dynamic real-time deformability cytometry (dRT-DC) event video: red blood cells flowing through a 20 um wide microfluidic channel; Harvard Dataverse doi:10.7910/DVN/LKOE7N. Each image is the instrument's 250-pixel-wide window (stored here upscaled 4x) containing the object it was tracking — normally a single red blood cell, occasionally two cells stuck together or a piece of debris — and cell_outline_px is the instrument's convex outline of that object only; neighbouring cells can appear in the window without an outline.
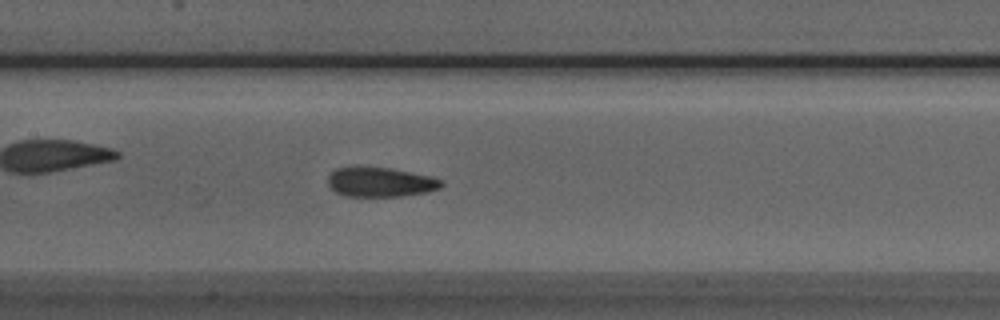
{"species": "Egyptian fruit bat (a non-hibernating species)", "species_latin": "Rousettus aegyptiacus", "temperature_condition": "room temperature", "stored_images_in_passage": 51, "camera_frame_rate_fps": 3000, "um_per_image_px": 0.085, "animal": {"sex": "male"}, "frame": {"image": 1, "passage_image": 23, "time_ms": 7.333, "image_size_px": [1000, 320], "cell_outline_px": [[444, 184], [440, 188], [428, 192], [400, 196], [344, 196], [336, 192], [328, 184], [328, 176], [336, 168], [388, 168], [432, 176], [444, 180]], "centroid_in_image_um": [32.39, 15.49], "position_along_channel_um": 175.0, "area_um2": 19.31}}
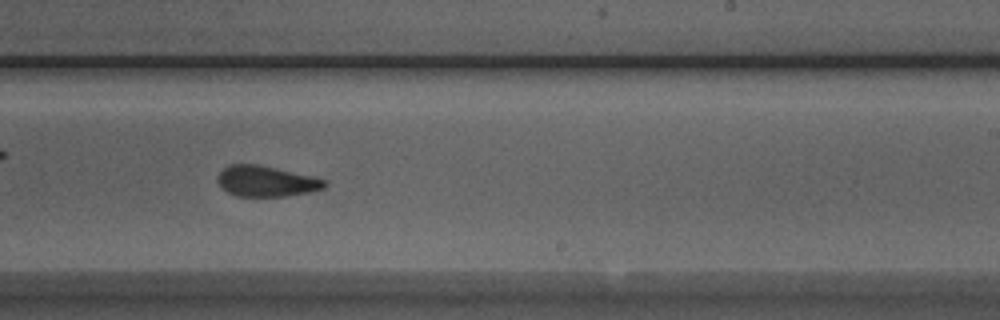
{"frame": {"image": 2, "passage_image": 30, "time_ms": 9.667, "image_size_px": [1000, 320], "cell_outline_px": [[328, 184], [324, 188], [308, 192], [288, 196], [236, 196], [228, 192], [216, 180], [220, 172], [228, 164], [260, 164], [312, 176], [328, 180]], "centroid_in_image_um": [22.65, 15.39], "position_along_channel_um": 266.3, "area_um2": 19.19}}
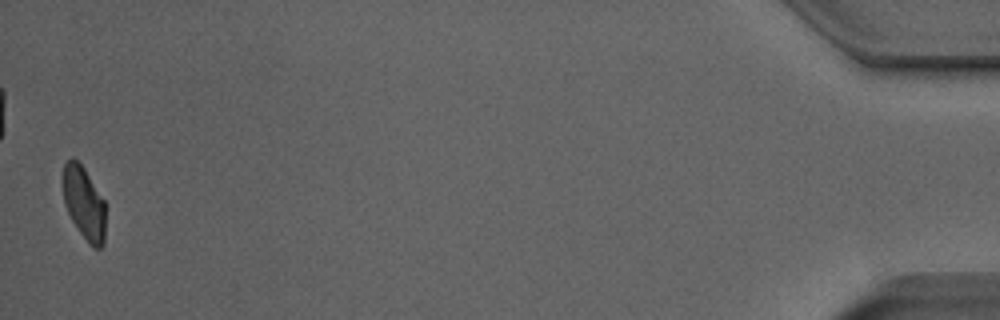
{"frame": {"image": 3, "passage_image": 50, "time_ms": 16.333, "image_size_px": [1000, 320], "cell_outline_px": [[104, 244], [100, 248], [92, 248], [88, 244], [72, 220], [64, 204], [60, 184], [60, 176], [64, 164], [72, 156], [84, 168], [104, 200]], "centroid_in_image_um": [7.08, 17.22], "position_along_channel_um": 428.1, "area_um2": 18.44}, "authors_computed_cell_mechanics": {"area_um2": 19.8254, "velocity_mm_per_s": 3.9316, "shape_relaxation_time_tau1_ms": 10.1286, "shape_relaxation_time_tau2_ms": 1.7413, "deformation_change_tau1": 0.2101, "deformation_change_tau2": 0.0709}}